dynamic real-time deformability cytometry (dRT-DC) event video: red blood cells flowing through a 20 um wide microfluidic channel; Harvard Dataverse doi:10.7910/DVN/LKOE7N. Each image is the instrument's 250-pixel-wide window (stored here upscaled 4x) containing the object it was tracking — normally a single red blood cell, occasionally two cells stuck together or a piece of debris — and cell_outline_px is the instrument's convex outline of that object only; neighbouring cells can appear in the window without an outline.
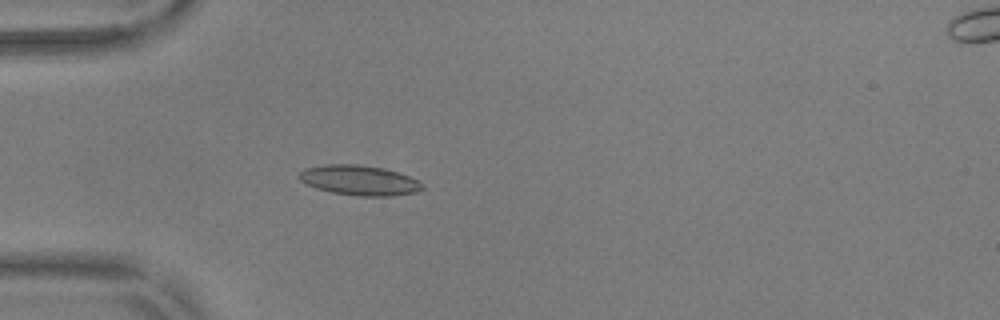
{"species": "common noctule bat (a hibernating species)", "species_latin": "Nyctalus noctula", "temperature_condition": "warm", "stored_images_in_passage": 10, "camera_frame_rate_fps": 3000, "um_per_image_px": 0.085, "animal": {"sex": "male", "body_mass_g": 17.9, "forearm_length_mm": 54.2}, "frame": {"image": 1, "passage_image": 3, "time_ms": 0.667, "image_size_px": [1000, 320], "cell_outline_px": [[424, 188], [416, 192], [392, 196], [356, 196], [332, 192], [316, 188], [300, 180], [296, 176], [304, 168], [328, 164], [356, 164], [384, 168], [408, 176], [424, 184]], "centroid_in_image_um": [30.53, 15.32], "position_along_channel_um": 54.5, "area_um2": 21.5}}
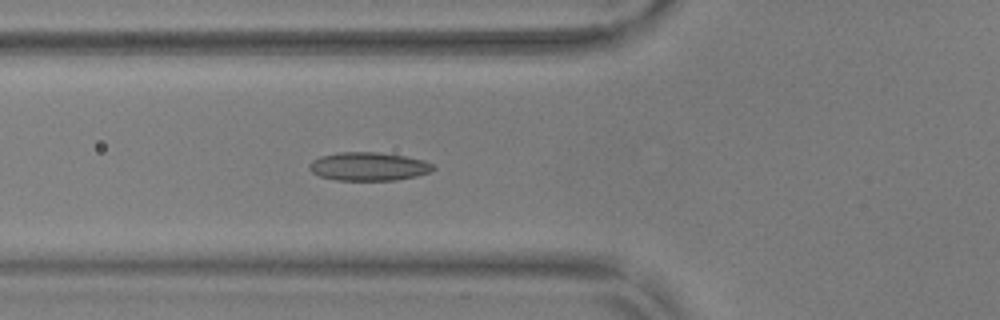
{"frame": {"image": 2, "passage_image": 7, "time_ms": 2.0, "image_size_px": [1000, 320], "cell_outline_px": [[436, 168], [428, 172], [416, 176], [396, 180], [336, 180], [320, 176], [312, 172], [308, 168], [308, 164], [312, 160], [320, 156], [336, 152], [380, 152], [404, 156], [424, 160], [432, 164]], "centroid_in_image_um": [31.29, 14.14], "position_along_channel_um": 94.5, "area_um2": 20.58}}
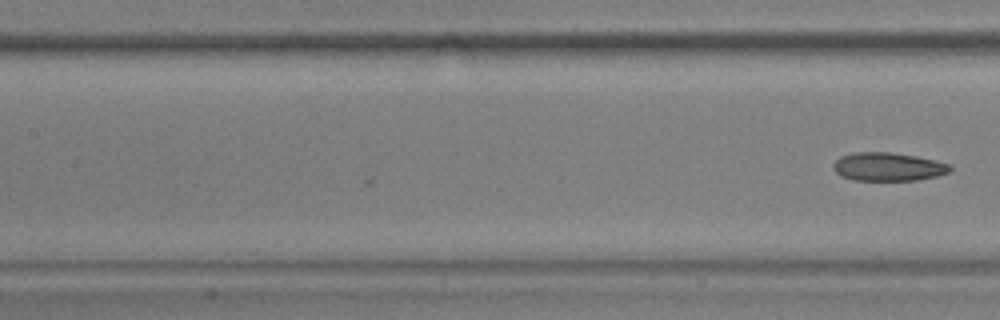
{"frame": {"image": 3, "passage_image": 10, "time_ms": 3.0, "image_size_px": [1000, 320], "cell_outline_px": [[952, 168], [948, 172], [936, 176], [916, 180], [852, 180], [840, 176], [832, 168], [832, 164], [840, 156], [852, 152], [892, 152], [916, 156], [948, 164]], "centroid_in_image_um": [75.41, 14.17], "position_along_channel_um": 132.0, "area_um2": 19.31}}